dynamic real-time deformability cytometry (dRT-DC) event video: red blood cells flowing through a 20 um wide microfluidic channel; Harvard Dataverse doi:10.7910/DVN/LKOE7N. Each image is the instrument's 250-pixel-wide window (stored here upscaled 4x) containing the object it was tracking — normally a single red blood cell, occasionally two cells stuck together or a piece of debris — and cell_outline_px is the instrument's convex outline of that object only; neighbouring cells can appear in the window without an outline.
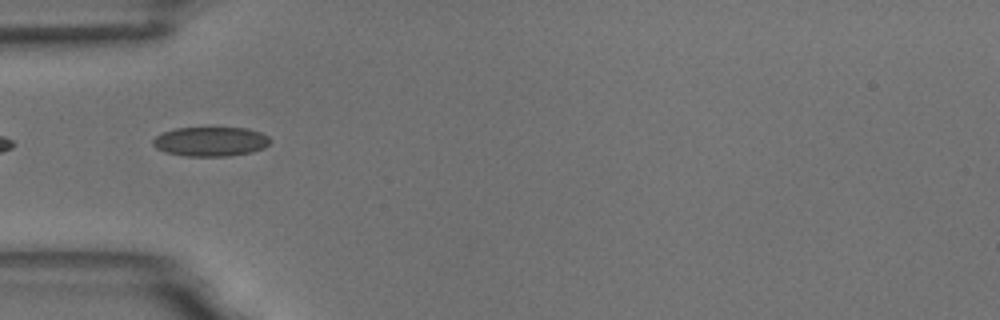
{"species": "common noctule bat (a hibernating species)", "species_latin": "Nyctalus noctula", "temperature_condition": "room temperature", "stored_images_in_passage": 3, "camera_frame_rate_fps": 3000, "um_per_image_px": 0.085, "animal": {"sex": "male", "body_mass_g": 18.8}, "frame": {"image": 1, "passage_image": 2, "time_ms": 1.0, "image_size_px": [1000, 320], "cell_outline_px": [[272, 140], [264, 148], [252, 152], [228, 156], [188, 156], [168, 152], [156, 148], [152, 144], [152, 140], [156, 136], [164, 132], [176, 128], [248, 128], [260, 132], [268, 136]], "centroid_in_image_um": [17.93, 12.03], "position_along_channel_um": 67.1, "area_um2": 20.0}}